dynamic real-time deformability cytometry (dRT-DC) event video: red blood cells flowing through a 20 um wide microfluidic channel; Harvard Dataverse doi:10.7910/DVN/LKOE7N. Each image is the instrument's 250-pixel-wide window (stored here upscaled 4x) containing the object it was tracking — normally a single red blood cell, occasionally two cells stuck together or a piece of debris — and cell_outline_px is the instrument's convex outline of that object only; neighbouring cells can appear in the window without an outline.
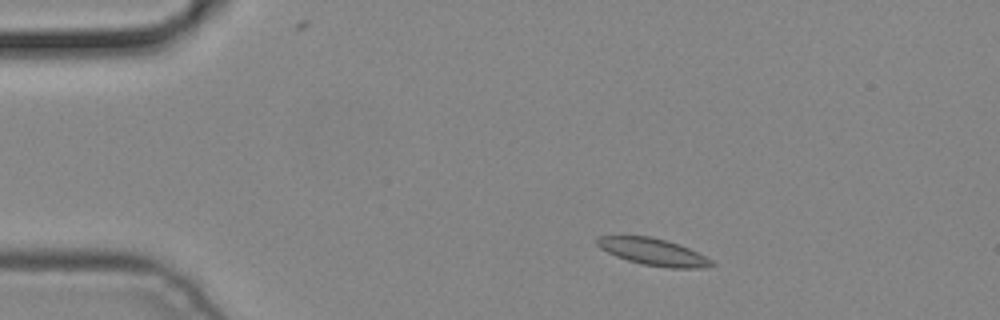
{"species": "common noctule bat (a hibernating species)", "species_latin": "Nyctalus noctula", "temperature_condition": "cold", "stored_images_in_passage": 4, "camera_frame_rate_fps": 3000, "um_per_image_px": 0.085, "animal": {"sex": "male", "body_mass_g": 19.2, "forearm_length_mm": 51.8}, "frame": {"image": 1, "passage_image": 1, "time_ms": 0.0, "image_size_px": [1000, 320], "cell_outline_px": [[716, 264], [704, 268], [668, 268], [644, 264], [628, 260], [616, 256], [600, 248], [596, 244], [596, 240], [600, 236], [652, 236], [668, 240], [680, 244], [712, 260]], "centroid_in_image_um": [55.54, 21.4], "position_along_channel_um": 29.5, "area_um2": 17.92}}
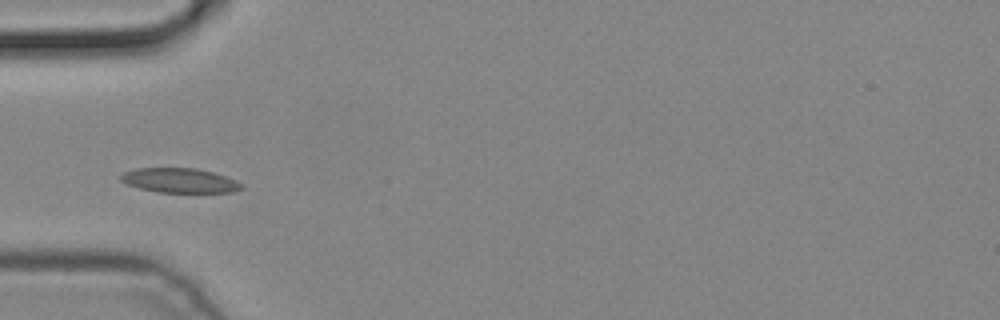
{"frame": {"image": 2, "passage_image": 3, "time_ms": 0.667, "image_size_px": [1000, 320], "cell_outline_px": [[244, 188], [232, 192], [156, 192], [140, 188], [128, 184], [120, 180], [120, 176], [124, 172], [136, 168], [196, 168], [212, 172], [224, 176], [244, 184]], "centroid_in_image_um": [15.27, 15.34], "position_along_channel_um": 69.7, "area_um2": 17.17}}
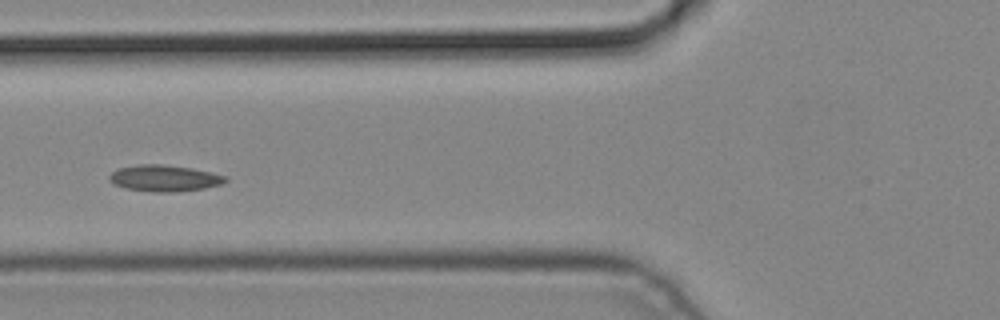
{"frame": {"image": 3, "passage_image": 4, "time_ms": 1.0, "image_size_px": [1000, 320], "cell_outline_px": [[228, 180], [220, 184], [204, 188], [176, 192], [152, 192], [128, 188], [116, 184], [108, 180], [108, 176], [116, 168], [136, 164], [160, 164], [192, 168], [228, 176]], "centroid_in_image_um": [13.96, 15.13], "position_along_channel_um": 111.8, "area_um2": 17.86}}